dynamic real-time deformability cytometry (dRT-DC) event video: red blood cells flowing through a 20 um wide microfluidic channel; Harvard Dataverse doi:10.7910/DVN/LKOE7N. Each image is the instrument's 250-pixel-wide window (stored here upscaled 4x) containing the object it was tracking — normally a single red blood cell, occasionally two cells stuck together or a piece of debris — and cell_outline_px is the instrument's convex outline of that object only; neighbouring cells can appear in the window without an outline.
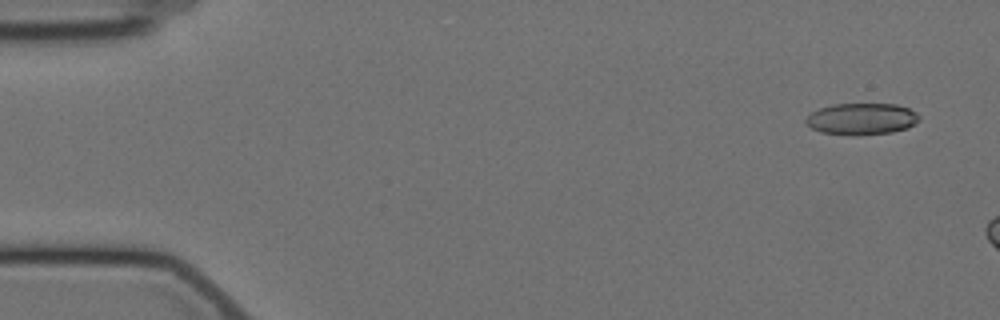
{"species": "Egyptian fruit bat (a non-hibernating species)", "species_latin": "Rousettus aegyptiacus", "temperature_condition": "cold", "stored_images_in_passage": 7, "camera_frame_rate_fps": 3000, "um_per_image_px": 0.085, "animal": {"sex": "female"}, "frame": {"image": 1, "passage_image": 3, "time_ms": 0.667, "image_size_px": [1000, 320], "cell_outline_px": [[920, 120], [908, 128], [892, 132], [852, 136], [820, 132], [804, 124], [804, 120], [812, 112], [820, 108], [832, 104], [896, 104], [908, 108], [916, 112], [920, 116]], "centroid_in_image_um": [73.23, 10.11], "position_along_channel_um": 11.8, "area_um2": 21.1}}